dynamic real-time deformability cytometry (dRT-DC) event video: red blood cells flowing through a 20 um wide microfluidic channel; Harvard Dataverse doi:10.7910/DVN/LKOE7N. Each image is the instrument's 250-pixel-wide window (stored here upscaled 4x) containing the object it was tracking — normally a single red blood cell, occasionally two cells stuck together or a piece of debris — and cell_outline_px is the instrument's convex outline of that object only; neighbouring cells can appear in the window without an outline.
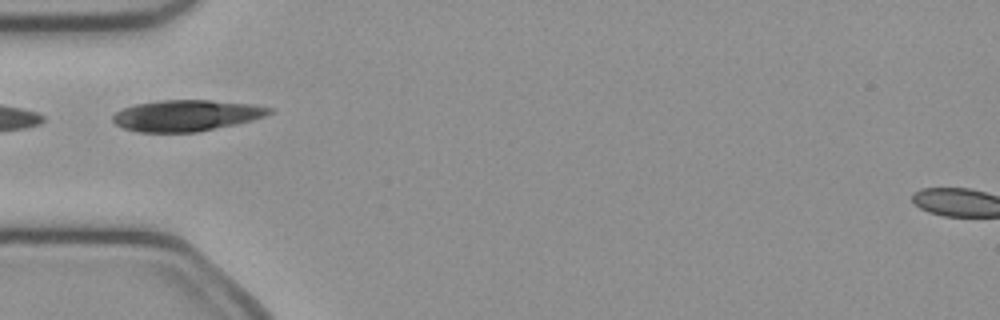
{"species": "common noctule bat (a hibernating species)", "species_latin": "Nyctalus noctula", "temperature_condition": "cold", "stored_images_in_passage": 8, "camera_frame_rate_fps": 3000, "um_per_image_px": 0.085, "animal": {"sex": "female", "body_mass_g": 21.9}, "frame": {"image": 1, "passage_image": 1, "time_ms": 0.0, "image_size_px": [1000, 320], "cell_outline_px": [[272, 112], [264, 116], [252, 120], [236, 124], [196, 132], [140, 132], [124, 128], [116, 124], [112, 120], [112, 116], [116, 112], [124, 108], [136, 104], [160, 100], [208, 100], [252, 104], [272, 108]], "centroid_in_image_um": [15.83, 9.81], "position_along_channel_um": 69.2, "area_um2": 28.21}}
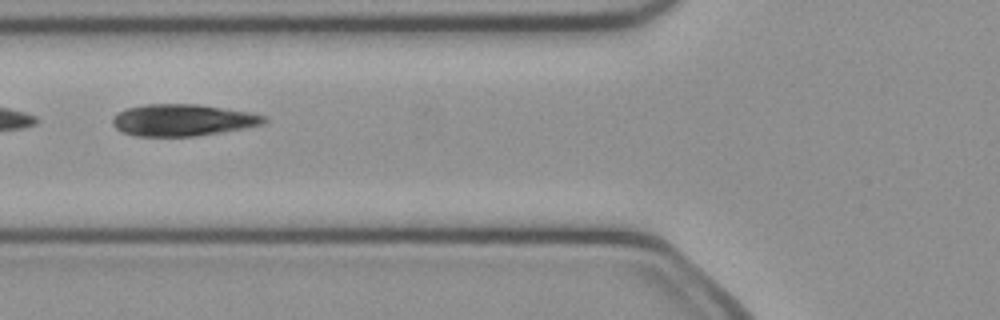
{"frame": {"image": 2, "passage_image": 4, "time_ms": 1.0, "image_size_px": [1000, 320], "cell_outline_px": [[268, 120], [260, 124], [244, 128], [196, 136], [136, 136], [120, 132], [112, 124], [112, 120], [120, 112], [128, 108], [148, 104], [196, 104], [252, 112], [268, 116]], "centroid_in_image_um": [15.55, 10.21], "position_along_channel_um": 110.2, "area_um2": 27.92}}